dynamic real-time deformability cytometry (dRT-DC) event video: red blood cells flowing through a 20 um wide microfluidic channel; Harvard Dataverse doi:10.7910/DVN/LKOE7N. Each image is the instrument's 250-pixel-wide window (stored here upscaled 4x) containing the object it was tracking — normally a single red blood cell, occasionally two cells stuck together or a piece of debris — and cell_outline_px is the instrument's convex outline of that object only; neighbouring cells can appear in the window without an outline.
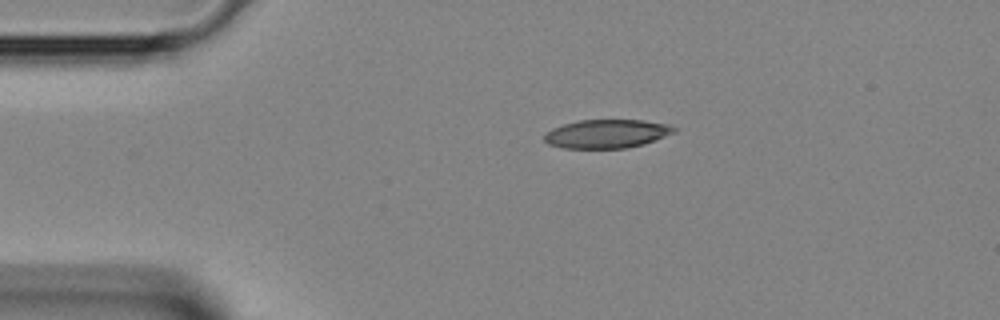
{"species": "Egyptian fruit bat (a non-hibernating species)", "species_latin": "Rousettus aegyptiacus", "temperature_condition": "room temperature", "stored_images_in_passage": 35, "camera_frame_rate_fps": 3000, "um_per_image_px": 0.085, "animal": {"sex": "female"}, "frame": {"image": 1, "passage_image": 1, "time_ms": 0.0, "image_size_px": [1000, 320], "cell_outline_px": [[676, 132], [644, 144], [624, 148], [564, 148], [548, 144], [544, 140], [544, 136], [552, 128], [564, 124], [580, 120], [644, 120], [668, 124], [676, 128]], "centroid_in_image_um": [51.59, 11.37], "position_along_channel_um": 33.4, "area_um2": 21.56}}
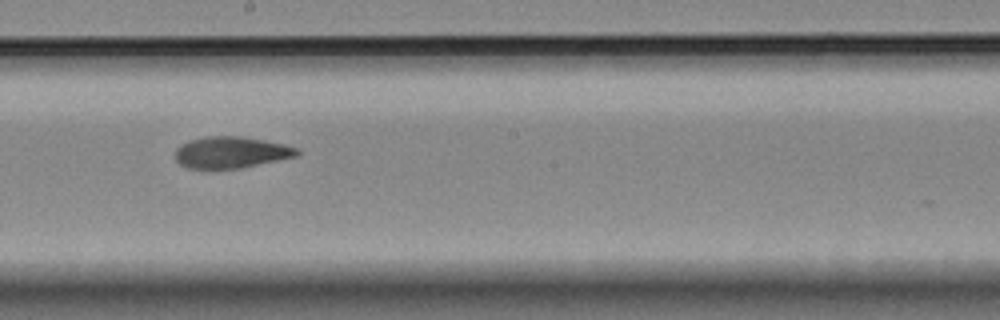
{"frame": {"image": 2, "passage_image": 16, "time_ms": 5.0, "image_size_px": [1000, 320], "cell_outline_px": [[300, 152], [296, 156], [240, 168], [188, 168], [180, 164], [176, 160], [176, 148], [180, 144], [204, 136], [240, 136], [264, 140], [284, 144], [300, 148]], "centroid_in_image_um": [19.65, 12.94], "position_along_channel_um": 228.6, "area_um2": 22.2}}
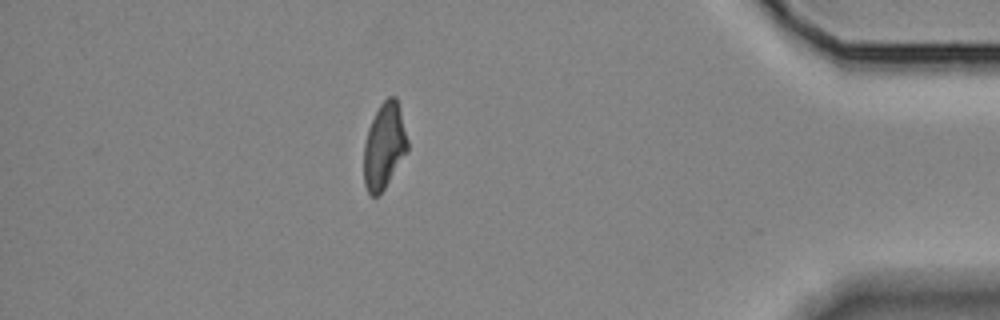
{"frame": {"image": 3, "passage_image": 30, "time_ms": 9.667, "image_size_px": [1000, 320], "cell_outline_px": [[408, 152], [384, 188], [376, 196], [372, 196], [368, 192], [364, 184], [364, 144], [368, 128], [380, 104], [388, 96], [396, 96], [408, 140]], "centroid_in_image_um": [32.66, 12.4], "position_along_channel_um": 402.5, "area_um2": 21.73}}